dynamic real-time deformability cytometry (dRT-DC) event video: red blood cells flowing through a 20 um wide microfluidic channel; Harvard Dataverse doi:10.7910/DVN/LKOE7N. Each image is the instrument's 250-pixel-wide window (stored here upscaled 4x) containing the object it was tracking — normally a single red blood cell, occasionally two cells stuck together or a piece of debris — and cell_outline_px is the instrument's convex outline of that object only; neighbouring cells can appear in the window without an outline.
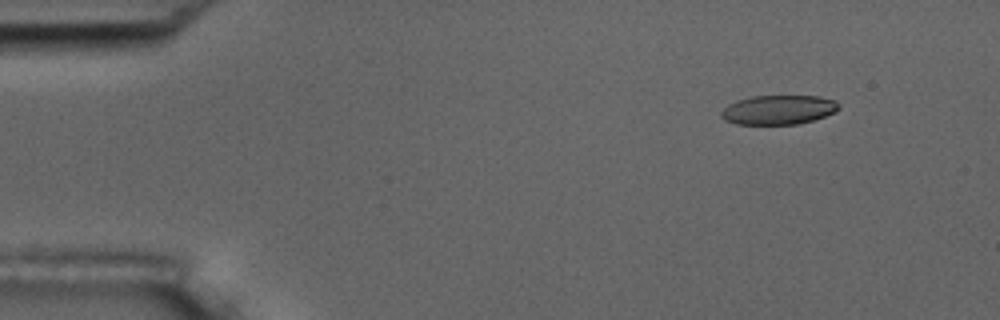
{"species": "common noctule bat (a hibernating species)", "species_latin": "Nyctalus noctula", "temperature_condition": "room temperature", "stored_images_in_passage": 4, "camera_frame_rate_fps": 3000, "um_per_image_px": 0.085, "animal": {"sex": "male", "body_mass_g": 17.5, "forearm_length_mm": 52.3}, "frame": {"image": 1, "passage_image": 1, "time_ms": 0.0, "image_size_px": [1000, 320], "cell_outline_px": [[840, 108], [836, 112], [812, 120], [796, 124], [736, 124], [724, 120], [720, 116], [720, 112], [728, 104], [736, 100], [752, 96], [820, 96], [836, 100], [840, 104]], "centroid_in_image_um": [66.17, 9.32], "position_along_channel_um": 18.8, "area_um2": 20.23}}
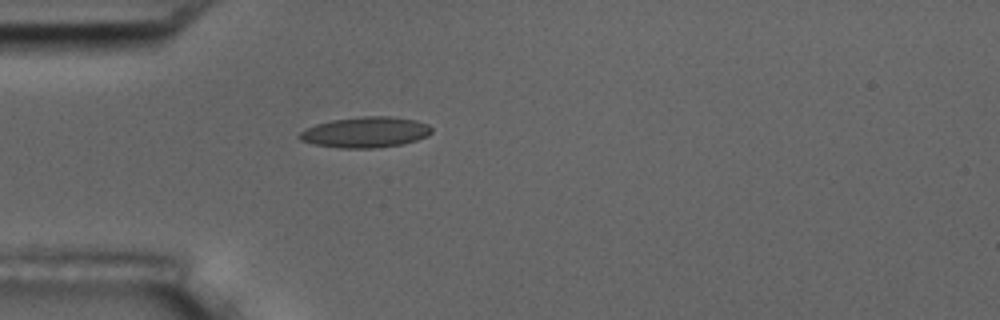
{"frame": {"image": 2, "passage_image": 4, "time_ms": 1.0, "image_size_px": [1000, 320], "cell_outline_px": [[432, 132], [428, 136], [416, 140], [400, 144], [376, 148], [340, 148], [316, 144], [300, 140], [296, 136], [304, 128], [316, 124], [332, 120], [364, 116], [388, 116], [416, 120], [428, 124], [432, 128]], "centroid_in_image_um": [31.06, 11.23], "position_along_channel_um": 53.9, "area_um2": 23.64}}